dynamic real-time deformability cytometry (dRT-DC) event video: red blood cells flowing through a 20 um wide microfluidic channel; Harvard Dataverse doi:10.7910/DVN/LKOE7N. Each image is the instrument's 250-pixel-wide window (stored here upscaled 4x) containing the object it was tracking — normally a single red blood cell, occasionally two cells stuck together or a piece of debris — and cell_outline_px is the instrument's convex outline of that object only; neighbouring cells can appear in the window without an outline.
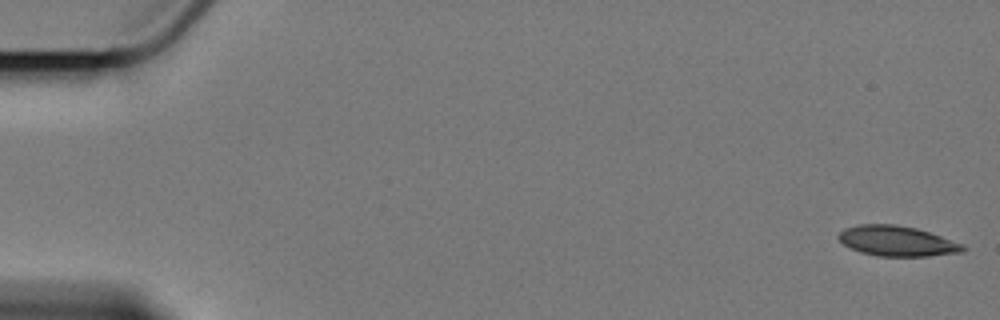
{"species": "Egyptian fruit bat (a non-hibernating species)", "species_latin": "Rousettus aegyptiacus", "temperature_condition": "cold", "stored_images_in_passage": 9, "camera_frame_rate_fps": 3000, "um_per_image_px": 0.085, "animal": {"sex": "female"}, "frame": {"image": 1, "passage_image": 1, "time_ms": 0.0, "image_size_px": [1000, 320], "cell_outline_px": [[968, 248], [964, 252], [928, 256], [880, 256], [860, 252], [844, 244], [836, 236], [844, 228], [860, 224], [892, 224], [916, 228], [964, 244]], "centroid_in_image_um": [76.27, 20.49], "position_along_channel_um": 8.7, "area_um2": 21.85}}